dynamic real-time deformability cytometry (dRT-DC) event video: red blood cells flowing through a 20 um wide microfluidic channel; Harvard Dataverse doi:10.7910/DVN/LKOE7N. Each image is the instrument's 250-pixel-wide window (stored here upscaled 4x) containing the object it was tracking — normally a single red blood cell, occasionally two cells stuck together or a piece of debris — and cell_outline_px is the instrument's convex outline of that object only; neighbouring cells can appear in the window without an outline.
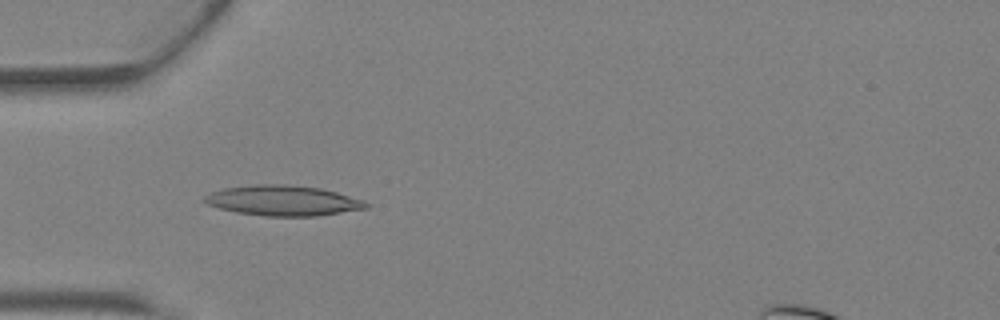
{"species": "Egyptian fruit bat (a non-hibernating species)", "species_latin": "Rousettus aegyptiacus", "temperature_condition": "warm", "stored_images_in_passage": 34, "camera_frame_rate_fps": 3000, "um_per_image_px": 0.085, "animal": {"sex": "female"}, "frame": {"image": 1, "passage_image": 11, "time_ms": 3.333, "image_size_px": [1000, 320], "cell_outline_px": [[368, 208], [316, 216], [264, 216], [236, 212], [220, 208], [208, 204], [204, 200], [204, 196], [212, 192], [224, 188], [256, 184], [284, 184], [320, 188], [336, 192], [364, 200], [368, 204]], "centroid_in_image_um": [24.06, 17.05], "position_along_channel_um": 60.9, "area_um2": 28.32}}
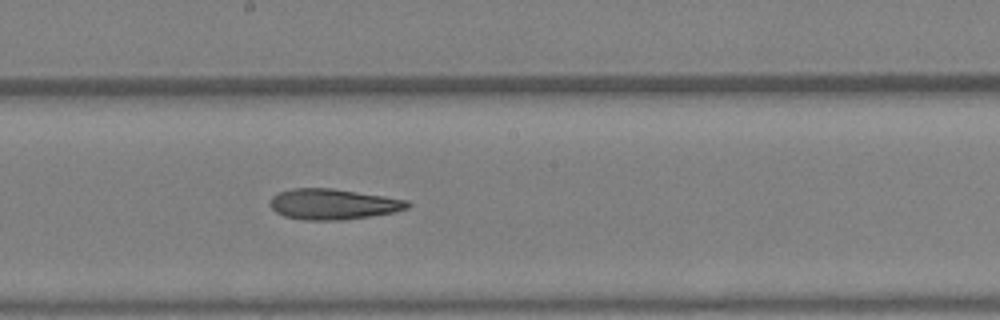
{"frame": {"image": 2, "passage_image": 21, "time_ms": 6.667, "image_size_px": [1000, 320], "cell_outline_px": [[412, 204], [408, 208], [392, 212], [372, 216], [340, 220], [304, 220], [284, 216], [276, 212], [272, 208], [272, 196], [280, 192], [292, 188], [332, 188], [384, 196], [408, 200]], "centroid_in_image_um": [28.34, 17.35], "position_along_channel_um": 219.9, "area_um2": 24.39}}
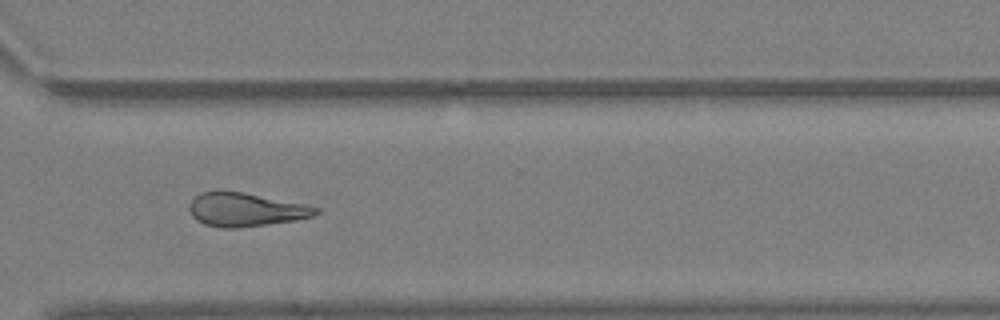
{"frame": {"image": 3, "passage_image": 29, "time_ms": 9.333, "image_size_px": [1000, 320], "cell_outline_px": [[320, 212], [312, 216], [296, 220], [236, 228], [220, 228], [204, 224], [196, 220], [192, 216], [188, 208], [188, 204], [200, 192], [244, 192], [304, 204], [320, 208]], "centroid_in_image_um": [20.86, 17.83], "position_along_channel_um": 349.7, "area_um2": 24.57}, "authors_computed_cell_mechanics": {"area_um2": 25.5476, "velocity_mm_per_s": 4.877, "shape_relaxation_time_tau1_ms": null, "shape_relaxation_time_tau2_ms": 7.5311, "deformation_change_tau1": null, "deformation_change_tau2": 0.2422}}